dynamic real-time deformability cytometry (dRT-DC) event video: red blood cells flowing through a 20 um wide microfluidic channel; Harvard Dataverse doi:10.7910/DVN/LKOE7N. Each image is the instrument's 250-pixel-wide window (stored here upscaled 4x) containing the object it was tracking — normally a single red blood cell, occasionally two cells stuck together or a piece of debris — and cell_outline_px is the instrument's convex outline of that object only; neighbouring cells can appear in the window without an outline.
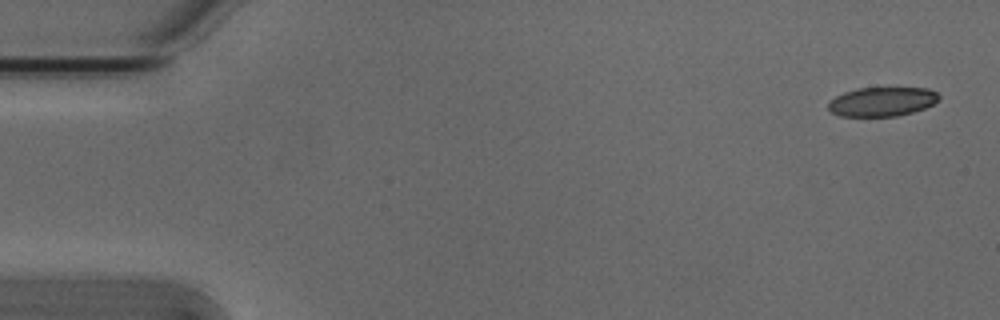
{"species": "Egyptian fruit bat (a non-hibernating species)", "species_latin": "Rousettus aegyptiacus", "temperature_condition": "cold", "stored_images_in_passage": 8, "camera_frame_rate_fps": 3000, "um_per_image_px": 0.085, "animal": {"sex": "male"}, "frame": {"image": 1, "passage_image": 1, "time_ms": 0.0, "image_size_px": [1000, 320], "cell_outline_px": [[940, 100], [924, 108], [912, 112], [896, 116], [840, 116], [832, 112], [828, 108], [828, 100], [844, 92], [856, 88], [928, 88], [936, 92], [940, 96]], "centroid_in_image_um": [74.96, 8.63], "position_along_channel_um": 10.0, "area_um2": 18.84}}
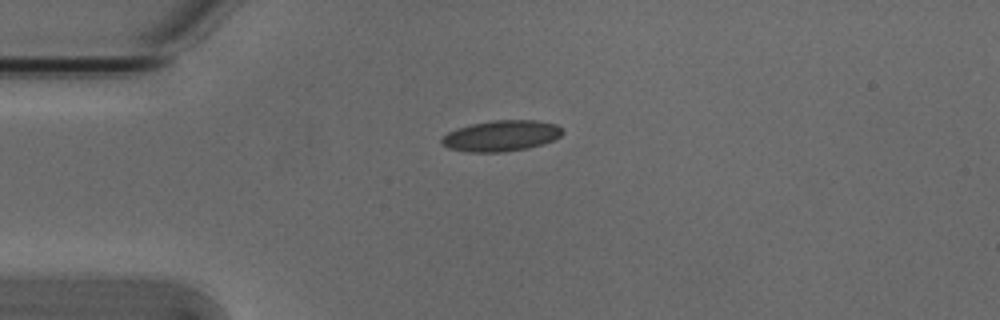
{"frame": {"image": 2, "passage_image": 4, "time_ms": 1.0, "image_size_px": [1000, 320], "cell_outline_px": [[564, 132], [556, 140], [544, 144], [528, 148], [504, 152], [468, 152], [448, 148], [440, 140], [448, 132], [472, 124], [492, 120], [536, 120], [556, 124], [564, 128]], "centroid_in_image_um": [42.68, 11.54], "position_along_channel_um": 42.3, "area_um2": 21.85}}
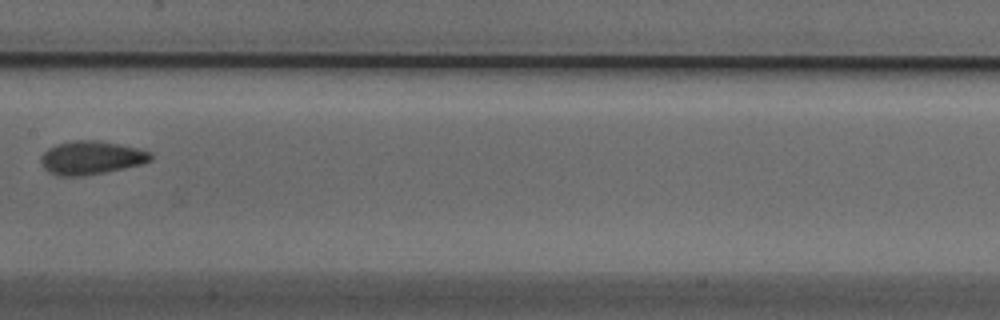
{"frame": {"image": 3, "passage_image": 8, "time_ms": 2.333, "image_size_px": [1000, 320], "cell_outline_px": [[152, 160], [140, 164], [124, 168], [84, 176], [60, 176], [48, 172], [44, 168], [40, 160], [40, 156], [48, 148], [56, 144], [72, 140], [96, 140], [120, 144], [152, 152]], "centroid_in_image_um": [7.72, 13.4], "position_along_channel_um": 199.7, "area_um2": 21.44}}